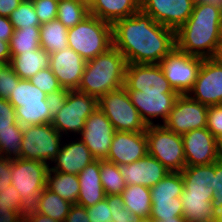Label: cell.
Segmentation results:
<instances>
[{
  "instance_id": "obj_7",
  "label": "cell",
  "mask_w": 222,
  "mask_h": 222,
  "mask_svg": "<svg viewBox=\"0 0 222 222\" xmlns=\"http://www.w3.org/2000/svg\"><path fill=\"white\" fill-rule=\"evenodd\" d=\"M49 168V164L42 161L12 159L11 185L17 189L22 203L28 209L35 205L40 193L46 187Z\"/></svg>"
},
{
  "instance_id": "obj_20",
  "label": "cell",
  "mask_w": 222,
  "mask_h": 222,
  "mask_svg": "<svg viewBox=\"0 0 222 222\" xmlns=\"http://www.w3.org/2000/svg\"><path fill=\"white\" fill-rule=\"evenodd\" d=\"M132 104L140 113L147 126L155 125L153 118H162L163 124L168 119L178 93H144L143 91H127Z\"/></svg>"
},
{
  "instance_id": "obj_48",
  "label": "cell",
  "mask_w": 222,
  "mask_h": 222,
  "mask_svg": "<svg viewBox=\"0 0 222 222\" xmlns=\"http://www.w3.org/2000/svg\"><path fill=\"white\" fill-rule=\"evenodd\" d=\"M68 92H69L68 89L61 88L57 91L47 94L46 102L52 118L58 113V111L65 104Z\"/></svg>"
},
{
  "instance_id": "obj_30",
  "label": "cell",
  "mask_w": 222,
  "mask_h": 222,
  "mask_svg": "<svg viewBox=\"0 0 222 222\" xmlns=\"http://www.w3.org/2000/svg\"><path fill=\"white\" fill-rule=\"evenodd\" d=\"M11 56H17L20 53L35 51L40 46V26H31V28L14 29L13 36L9 42Z\"/></svg>"
},
{
  "instance_id": "obj_64",
  "label": "cell",
  "mask_w": 222,
  "mask_h": 222,
  "mask_svg": "<svg viewBox=\"0 0 222 222\" xmlns=\"http://www.w3.org/2000/svg\"><path fill=\"white\" fill-rule=\"evenodd\" d=\"M221 45H222V23H221Z\"/></svg>"
},
{
  "instance_id": "obj_12",
  "label": "cell",
  "mask_w": 222,
  "mask_h": 222,
  "mask_svg": "<svg viewBox=\"0 0 222 222\" xmlns=\"http://www.w3.org/2000/svg\"><path fill=\"white\" fill-rule=\"evenodd\" d=\"M208 106L193 100L187 94L179 95L168 119L163 124L168 130L183 135L207 126Z\"/></svg>"
},
{
  "instance_id": "obj_1",
  "label": "cell",
  "mask_w": 222,
  "mask_h": 222,
  "mask_svg": "<svg viewBox=\"0 0 222 222\" xmlns=\"http://www.w3.org/2000/svg\"><path fill=\"white\" fill-rule=\"evenodd\" d=\"M113 46L127 63L159 64L175 47V30L139 10L112 24Z\"/></svg>"
},
{
  "instance_id": "obj_16",
  "label": "cell",
  "mask_w": 222,
  "mask_h": 222,
  "mask_svg": "<svg viewBox=\"0 0 222 222\" xmlns=\"http://www.w3.org/2000/svg\"><path fill=\"white\" fill-rule=\"evenodd\" d=\"M127 91H143L144 93H177L159 64L127 63L125 84Z\"/></svg>"
},
{
  "instance_id": "obj_4",
  "label": "cell",
  "mask_w": 222,
  "mask_h": 222,
  "mask_svg": "<svg viewBox=\"0 0 222 222\" xmlns=\"http://www.w3.org/2000/svg\"><path fill=\"white\" fill-rule=\"evenodd\" d=\"M184 190L180 196L183 217L188 222H215L216 210L213 207L212 164L186 166L182 171Z\"/></svg>"
},
{
  "instance_id": "obj_42",
  "label": "cell",
  "mask_w": 222,
  "mask_h": 222,
  "mask_svg": "<svg viewBox=\"0 0 222 222\" xmlns=\"http://www.w3.org/2000/svg\"><path fill=\"white\" fill-rule=\"evenodd\" d=\"M20 80L10 64L3 67L0 71V98L8 99Z\"/></svg>"
},
{
  "instance_id": "obj_21",
  "label": "cell",
  "mask_w": 222,
  "mask_h": 222,
  "mask_svg": "<svg viewBox=\"0 0 222 222\" xmlns=\"http://www.w3.org/2000/svg\"><path fill=\"white\" fill-rule=\"evenodd\" d=\"M126 185H142L148 188L156 185L170 171L161 162L150 155H146L131 164L119 165Z\"/></svg>"
},
{
  "instance_id": "obj_3",
  "label": "cell",
  "mask_w": 222,
  "mask_h": 222,
  "mask_svg": "<svg viewBox=\"0 0 222 222\" xmlns=\"http://www.w3.org/2000/svg\"><path fill=\"white\" fill-rule=\"evenodd\" d=\"M127 61L114 46L86 62L78 91L98 100L106 93L124 87Z\"/></svg>"
},
{
  "instance_id": "obj_45",
  "label": "cell",
  "mask_w": 222,
  "mask_h": 222,
  "mask_svg": "<svg viewBox=\"0 0 222 222\" xmlns=\"http://www.w3.org/2000/svg\"><path fill=\"white\" fill-rule=\"evenodd\" d=\"M206 128L215 138L222 134V104L208 107Z\"/></svg>"
},
{
  "instance_id": "obj_36",
  "label": "cell",
  "mask_w": 222,
  "mask_h": 222,
  "mask_svg": "<svg viewBox=\"0 0 222 222\" xmlns=\"http://www.w3.org/2000/svg\"><path fill=\"white\" fill-rule=\"evenodd\" d=\"M23 127L16 122L13 130L0 131V156L15 159L20 158Z\"/></svg>"
},
{
  "instance_id": "obj_47",
  "label": "cell",
  "mask_w": 222,
  "mask_h": 222,
  "mask_svg": "<svg viewBox=\"0 0 222 222\" xmlns=\"http://www.w3.org/2000/svg\"><path fill=\"white\" fill-rule=\"evenodd\" d=\"M0 203L10 204V206L15 210L20 211L23 215L28 210V208L22 203L19 192L12 185L0 191Z\"/></svg>"
},
{
  "instance_id": "obj_61",
  "label": "cell",
  "mask_w": 222,
  "mask_h": 222,
  "mask_svg": "<svg viewBox=\"0 0 222 222\" xmlns=\"http://www.w3.org/2000/svg\"><path fill=\"white\" fill-rule=\"evenodd\" d=\"M137 222H155L151 217L139 218Z\"/></svg>"
},
{
  "instance_id": "obj_17",
  "label": "cell",
  "mask_w": 222,
  "mask_h": 222,
  "mask_svg": "<svg viewBox=\"0 0 222 222\" xmlns=\"http://www.w3.org/2000/svg\"><path fill=\"white\" fill-rule=\"evenodd\" d=\"M181 136L186 166L209 165L221 158L216 138L206 127L191 130Z\"/></svg>"
},
{
  "instance_id": "obj_37",
  "label": "cell",
  "mask_w": 222,
  "mask_h": 222,
  "mask_svg": "<svg viewBox=\"0 0 222 222\" xmlns=\"http://www.w3.org/2000/svg\"><path fill=\"white\" fill-rule=\"evenodd\" d=\"M150 217L154 220H168L183 216V207L180 197L151 199Z\"/></svg>"
},
{
  "instance_id": "obj_49",
  "label": "cell",
  "mask_w": 222,
  "mask_h": 222,
  "mask_svg": "<svg viewBox=\"0 0 222 222\" xmlns=\"http://www.w3.org/2000/svg\"><path fill=\"white\" fill-rule=\"evenodd\" d=\"M0 222H24V215L10 204L0 203Z\"/></svg>"
},
{
  "instance_id": "obj_60",
  "label": "cell",
  "mask_w": 222,
  "mask_h": 222,
  "mask_svg": "<svg viewBox=\"0 0 222 222\" xmlns=\"http://www.w3.org/2000/svg\"><path fill=\"white\" fill-rule=\"evenodd\" d=\"M215 222H222V207L216 211Z\"/></svg>"
},
{
  "instance_id": "obj_41",
  "label": "cell",
  "mask_w": 222,
  "mask_h": 222,
  "mask_svg": "<svg viewBox=\"0 0 222 222\" xmlns=\"http://www.w3.org/2000/svg\"><path fill=\"white\" fill-rule=\"evenodd\" d=\"M206 187L213 188L214 193L212 203L217 211L222 207V158L212 164V184H207Z\"/></svg>"
},
{
  "instance_id": "obj_62",
  "label": "cell",
  "mask_w": 222,
  "mask_h": 222,
  "mask_svg": "<svg viewBox=\"0 0 222 222\" xmlns=\"http://www.w3.org/2000/svg\"><path fill=\"white\" fill-rule=\"evenodd\" d=\"M7 65V63L5 61H1L0 60V71L3 67H5Z\"/></svg>"
},
{
  "instance_id": "obj_40",
  "label": "cell",
  "mask_w": 222,
  "mask_h": 222,
  "mask_svg": "<svg viewBox=\"0 0 222 222\" xmlns=\"http://www.w3.org/2000/svg\"><path fill=\"white\" fill-rule=\"evenodd\" d=\"M29 81L46 94L62 88L50 67L41 69Z\"/></svg>"
},
{
  "instance_id": "obj_52",
  "label": "cell",
  "mask_w": 222,
  "mask_h": 222,
  "mask_svg": "<svg viewBox=\"0 0 222 222\" xmlns=\"http://www.w3.org/2000/svg\"><path fill=\"white\" fill-rule=\"evenodd\" d=\"M14 33L13 24L8 17L0 16V40L10 42Z\"/></svg>"
},
{
  "instance_id": "obj_25",
  "label": "cell",
  "mask_w": 222,
  "mask_h": 222,
  "mask_svg": "<svg viewBox=\"0 0 222 222\" xmlns=\"http://www.w3.org/2000/svg\"><path fill=\"white\" fill-rule=\"evenodd\" d=\"M50 54L43 48L11 56L10 65L20 79L29 80L38 71L49 67Z\"/></svg>"
},
{
  "instance_id": "obj_9",
  "label": "cell",
  "mask_w": 222,
  "mask_h": 222,
  "mask_svg": "<svg viewBox=\"0 0 222 222\" xmlns=\"http://www.w3.org/2000/svg\"><path fill=\"white\" fill-rule=\"evenodd\" d=\"M62 137L51 123L25 126L23 127L20 158L42 161L47 164L49 160L53 162L61 148Z\"/></svg>"
},
{
  "instance_id": "obj_10",
  "label": "cell",
  "mask_w": 222,
  "mask_h": 222,
  "mask_svg": "<svg viewBox=\"0 0 222 222\" xmlns=\"http://www.w3.org/2000/svg\"><path fill=\"white\" fill-rule=\"evenodd\" d=\"M97 108V98L78 90H69L65 104L53 117L51 124L62 136L68 135V132L80 134L86 119Z\"/></svg>"
},
{
  "instance_id": "obj_19",
  "label": "cell",
  "mask_w": 222,
  "mask_h": 222,
  "mask_svg": "<svg viewBox=\"0 0 222 222\" xmlns=\"http://www.w3.org/2000/svg\"><path fill=\"white\" fill-rule=\"evenodd\" d=\"M86 62L72 48L68 47L50 54L49 67L62 88L77 90Z\"/></svg>"
},
{
  "instance_id": "obj_15",
  "label": "cell",
  "mask_w": 222,
  "mask_h": 222,
  "mask_svg": "<svg viewBox=\"0 0 222 222\" xmlns=\"http://www.w3.org/2000/svg\"><path fill=\"white\" fill-rule=\"evenodd\" d=\"M195 0H140V10L175 31L191 16Z\"/></svg>"
},
{
  "instance_id": "obj_27",
  "label": "cell",
  "mask_w": 222,
  "mask_h": 222,
  "mask_svg": "<svg viewBox=\"0 0 222 222\" xmlns=\"http://www.w3.org/2000/svg\"><path fill=\"white\" fill-rule=\"evenodd\" d=\"M125 208L136 217H150L151 213V191L142 185H127L121 193Z\"/></svg>"
},
{
  "instance_id": "obj_43",
  "label": "cell",
  "mask_w": 222,
  "mask_h": 222,
  "mask_svg": "<svg viewBox=\"0 0 222 222\" xmlns=\"http://www.w3.org/2000/svg\"><path fill=\"white\" fill-rule=\"evenodd\" d=\"M40 24L50 22L57 18L58 2L54 0L32 1Z\"/></svg>"
},
{
  "instance_id": "obj_26",
  "label": "cell",
  "mask_w": 222,
  "mask_h": 222,
  "mask_svg": "<svg viewBox=\"0 0 222 222\" xmlns=\"http://www.w3.org/2000/svg\"><path fill=\"white\" fill-rule=\"evenodd\" d=\"M46 187L64 200L77 204L80 190L78 175L55 172L49 168Z\"/></svg>"
},
{
  "instance_id": "obj_31",
  "label": "cell",
  "mask_w": 222,
  "mask_h": 222,
  "mask_svg": "<svg viewBox=\"0 0 222 222\" xmlns=\"http://www.w3.org/2000/svg\"><path fill=\"white\" fill-rule=\"evenodd\" d=\"M15 113L22 127L50 124L53 120L46 100H43V104L20 105L15 108Z\"/></svg>"
},
{
  "instance_id": "obj_14",
  "label": "cell",
  "mask_w": 222,
  "mask_h": 222,
  "mask_svg": "<svg viewBox=\"0 0 222 222\" xmlns=\"http://www.w3.org/2000/svg\"><path fill=\"white\" fill-rule=\"evenodd\" d=\"M115 132L110 120L98 107L86 119L79 139L85 143L96 160H106Z\"/></svg>"
},
{
  "instance_id": "obj_28",
  "label": "cell",
  "mask_w": 222,
  "mask_h": 222,
  "mask_svg": "<svg viewBox=\"0 0 222 222\" xmlns=\"http://www.w3.org/2000/svg\"><path fill=\"white\" fill-rule=\"evenodd\" d=\"M40 46L48 54L68 48V28L58 19L41 24Z\"/></svg>"
},
{
  "instance_id": "obj_53",
  "label": "cell",
  "mask_w": 222,
  "mask_h": 222,
  "mask_svg": "<svg viewBox=\"0 0 222 222\" xmlns=\"http://www.w3.org/2000/svg\"><path fill=\"white\" fill-rule=\"evenodd\" d=\"M24 222H59L49 216L36 212L33 208H29L24 214Z\"/></svg>"
},
{
  "instance_id": "obj_51",
  "label": "cell",
  "mask_w": 222,
  "mask_h": 222,
  "mask_svg": "<svg viewBox=\"0 0 222 222\" xmlns=\"http://www.w3.org/2000/svg\"><path fill=\"white\" fill-rule=\"evenodd\" d=\"M64 222H90L86 207L73 204Z\"/></svg>"
},
{
  "instance_id": "obj_11",
  "label": "cell",
  "mask_w": 222,
  "mask_h": 222,
  "mask_svg": "<svg viewBox=\"0 0 222 222\" xmlns=\"http://www.w3.org/2000/svg\"><path fill=\"white\" fill-rule=\"evenodd\" d=\"M202 62L203 58L189 55L175 47L159 62V66L173 90L179 95H185L192 89Z\"/></svg>"
},
{
  "instance_id": "obj_50",
  "label": "cell",
  "mask_w": 222,
  "mask_h": 222,
  "mask_svg": "<svg viewBox=\"0 0 222 222\" xmlns=\"http://www.w3.org/2000/svg\"><path fill=\"white\" fill-rule=\"evenodd\" d=\"M12 159L0 156V191L11 185Z\"/></svg>"
},
{
  "instance_id": "obj_57",
  "label": "cell",
  "mask_w": 222,
  "mask_h": 222,
  "mask_svg": "<svg viewBox=\"0 0 222 222\" xmlns=\"http://www.w3.org/2000/svg\"><path fill=\"white\" fill-rule=\"evenodd\" d=\"M155 222H188V221H186L183 216H177L168 220H155Z\"/></svg>"
},
{
  "instance_id": "obj_6",
  "label": "cell",
  "mask_w": 222,
  "mask_h": 222,
  "mask_svg": "<svg viewBox=\"0 0 222 222\" xmlns=\"http://www.w3.org/2000/svg\"><path fill=\"white\" fill-rule=\"evenodd\" d=\"M148 155L154 157L170 172H181L186 167L183 140L180 134L155 124L146 130Z\"/></svg>"
},
{
  "instance_id": "obj_8",
  "label": "cell",
  "mask_w": 222,
  "mask_h": 222,
  "mask_svg": "<svg viewBox=\"0 0 222 222\" xmlns=\"http://www.w3.org/2000/svg\"><path fill=\"white\" fill-rule=\"evenodd\" d=\"M98 107L110 120L116 131L142 132L147 124L132 104L125 87L104 94L98 100Z\"/></svg>"
},
{
  "instance_id": "obj_18",
  "label": "cell",
  "mask_w": 222,
  "mask_h": 222,
  "mask_svg": "<svg viewBox=\"0 0 222 222\" xmlns=\"http://www.w3.org/2000/svg\"><path fill=\"white\" fill-rule=\"evenodd\" d=\"M148 154L146 131L114 133L106 161L126 165Z\"/></svg>"
},
{
  "instance_id": "obj_33",
  "label": "cell",
  "mask_w": 222,
  "mask_h": 222,
  "mask_svg": "<svg viewBox=\"0 0 222 222\" xmlns=\"http://www.w3.org/2000/svg\"><path fill=\"white\" fill-rule=\"evenodd\" d=\"M47 94L33 85L29 80L21 79L12 90L8 101L16 107L20 105L43 104Z\"/></svg>"
},
{
  "instance_id": "obj_39",
  "label": "cell",
  "mask_w": 222,
  "mask_h": 222,
  "mask_svg": "<svg viewBox=\"0 0 222 222\" xmlns=\"http://www.w3.org/2000/svg\"><path fill=\"white\" fill-rule=\"evenodd\" d=\"M105 199L111 210L112 222L138 221L139 218L125 208L121 194L106 195Z\"/></svg>"
},
{
  "instance_id": "obj_35",
  "label": "cell",
  "mask_w": 222,
  "mask_h": 222,
  "mask_svg": "<svg viewBox=\"0 0 222 222\" xmlns=\"http://www.w3.org/2000/svg\"><path fill=\"white\" fill-rule=\"evenodd\" d=\"M184 190L181 172H169L162 180L150 188L151 199L180 197Z\"/></svg>"
},
{
  "instance_id": "obj_5",
  "label": "cell",
  "mask_w": 222,
  "mask_h": 222,
  "mask_svg": "<svg viewBox=\"0 0 222 222\" xmlns=\"http://www.w3.org/2000/svg\"><path fill=\"white\" fill-rule=\"evenodd\" d=\"M68 46L86 61L113 46L112 24L89 14L68 29Z\"/></svg>"
},
{
  "instance_id": "obj_13",
  "label": "cell",
  "mask_w": 222,
  "mask_h": 222,
  "mask_svg": "<svg viewBox=\"0 0 222 222\" xmlns=\"http://www.w3.org/2000/svg\"><path fill=\"white\" fill-rule=\"evenodd\" d=\"M187 95L208 107L222 104V65L215 58L203 59L197 79Z\"/></svg>"
},
{
  "instance_id": "obj_22",
  "label": "cell",
  "mask_w": 222,
  "mask_h": 222,
  "mask_svg": "<svg viewBox=\"0 0 222 222\" xmlns=\"http://www.w3.org/2000/svg\"><path fill=\"white\" fill-rule=\"evenodd\" d=\"M95 160L85 143L78 139L61 146L57 157L53 160L55 166L50 169L55 172L78 175Z\"/></svg>"
},
{
  "instance_id": "obj_34",
  "label": "cell",
  "mask_w": 222,
  "mask_h": 222,
  "mask_svg": "<svg viewBox=\"0 0 222 222\" xmlns=\"http://www.w3.org/2000/svg\"><path fill=\"white\" fill-rule=\"evenodd\" d=\"M100 180L105 195L121 194L127 186L119 165L106 160H100Z\"/></svg>"
},
{
  "instance_id": "obj_56",
  "label": "cell",
  "mask_w": 222,
  "mask_h": 222,
  "mask_svg": "<svg viewBox=\"0 0 222 222\" xmlns=\"http://www.w3.org/2000/svg\"><path fill=\"white\" fill-rule=\"evenodd\" d=\"M198 4H211L222 10V0H195Z\"/></svg>"
},
{
  "instance_id": "obj_38",
  "label": "cell",
  "mask_w": 222,
  "mask_h": 222,
  "mask_svg": "<svg viewBox=\"0 0 222 222\" xmlns=\"http://www.w3.org/2000/svg\"><path fill=\"white\" fill-rule=\"evenodd\" d=\"M14 29L41 26L32 1L23 0L9 17Z\"/></svg>"
},
{
  "instance_id": "obj_24",
  "label": "cell",
  "mask_w": 222,
  "mask_h": 222,
  "mask_svg": "<svg viewBox=\"0 0 222 222\" xmlns=\"http://www.w3.org/2000/svg\"><path fill=\"white\" fill-rule=\"evenodd\" d=\"M139 10L140 0H93L89 5V14L111 24Z\"/></svg>"
},
{
  "instance_id": "obj_2",
  "label": "cell",
  "mask_w": 222,
  "mask_h": 222,
  "mask_svg": "<svg viewBox=\"0 0 222 222\" xmlns=\"http://www.w3.org/2000/svg\"><path fill=\"white\" fill-rule=\"evenodd\" d=\"M222 10L195 3L187 22L175 31L176 48L203 59L214 58L221 45Z\"/></svg>"
},
{
  "instance_id": "obj_59",
  "label": "cell",
  "mask_w": 222,
  "mask_h": 222,
  "mask_svg": "<svg viewBox=\"0 0 222 222\" xmlns=\"http://www.w3.org/2000/svg\"><path fill=\"white\" fill-rule=\"evenodd\" d=\"M214 58L222 65V45L218 48Z\"/></svg>"
},
{
  "instance_id": "obj_58",
  "label": "cell",
  "mask_w": 222,
  "mask_h": 222,
  "mask_svg": "<svg viewBox=\"0 0 222 222\" xmlns=\"http://www.w3.org/2000/svg\"><path fill=\"white\" fill-rule=\"evenodd\" d=\"M217 141V149L222 158V134L216 138Z\"/></svg>"
},
{
  "instance_id": "obj_54",
  "label": "cell",
  "mask_w": 222,
  "mask_h": 222,
  "mask_svg": "<svg viewBox=\"0 0 222 222\" xmlns=\"http://www.w3.org/2000/svg\"><path fill=\"white\" fill-rule=\"evenodd\" d=\"M23 0H0V16L10 17Z\"/></svg>"
},
{
  "instance_id": "obj_44",
  "label": "cell",
  "mask_w": 222,
  "mask_h": 222,
  "mask_svg": "<svg viewBox=\"0 0 222 222\" xmlns=\"http://www.w3.org/2000/svg\"><path fill=\"white\" fill-rule=\"evenodd\" d=\"M17 122L14 106L8 99L0 98V131L13 130Z\"/></svg>"
},
{
  "instance_id": "obj_55",
  "label": "cell",
  "mask_w": 222,
  "mask_h": 222,
  "mask_svg": "<svg viewBox=\"0 0 222 222\" xmlns=\"http://www.w3.org/2000/svg\"><path fill=\"white\" fill-rule=\"evenodd\" d=\"M0 60L5 61L7 64H9L11 60L9 42L3 40H0Z\"/></svg>"
},
{
  "instance_id": "obj_23",
  "label": "cell",
  "mask_w": 222,
  "mask_h": 222,
  "mask_svg": "<svg viewBox=\"0 0 222 222\" xmlns=\"http://www.w3.org/2000/svg\"><path fill=\"white\" fill-rule=\"evenodd\" d=\"M79 197L77 205L90 207L105 199V192L100 180V160L88 164L79 174Z\"/></svg>"
},
{
  "instance_id": "obj_32",
  "label": "cell",
  "mask_w": 222,
  "mask_h": 222,
  "mask_svg": "<svg viewBox=\"0 0 222 222\" xmlns=\"http://www.w3.org/2000/svg\"><path fill=\"white\" fill-rule=\"evenodd\" d=\"M89 15V6L79 0H59L57 18L65 27L72 28Z\"/></svg>"
},
{
  "instance_id": "obj_29",
  "label": "cell",
  "mask_w": 222,
  "mask_h": 222,
  "mask_svg": "<svg viewBox=\"0 0 222 222\" xmlns=\"http://www.w3.org/2000/svg\"><path fill=\"white\" fill-rule=\"evenodd\" d=\"M72 205V203L45 187L32 208L56 221L64 222Z\"/></svg>"
},
{
  "instance_id": "obj_63",
  "label": "cell",
  "mask_w": 222,
  "mask_h": 222,
  "mask_svg": "<svg viewBox=\"0 0 222 222\" xmlns=\"http://www.w3.org/2000/svg\"><path fill=\"white\" fill-rule=\"evenodd\" d=\"M79 1H82V2L86 3V4L89 6L90 3H91L93 0H79Z\"/></svg>"
},
{
  "instance_id": "obj_46",
  "label": "cell",
  "mask_w": 222,
  "mask_h": 222,
  "mask_svg": "<svg viewBox=\"0 0 222 222\" xmlns=\"http://www.w3.org/2000/svg\"><path fill=\"white\" fill-rule=\"evenodd\" d=\"M90 222H112L111 210L106 199L86 208Z\"/></svg>"
}]
</instances>
